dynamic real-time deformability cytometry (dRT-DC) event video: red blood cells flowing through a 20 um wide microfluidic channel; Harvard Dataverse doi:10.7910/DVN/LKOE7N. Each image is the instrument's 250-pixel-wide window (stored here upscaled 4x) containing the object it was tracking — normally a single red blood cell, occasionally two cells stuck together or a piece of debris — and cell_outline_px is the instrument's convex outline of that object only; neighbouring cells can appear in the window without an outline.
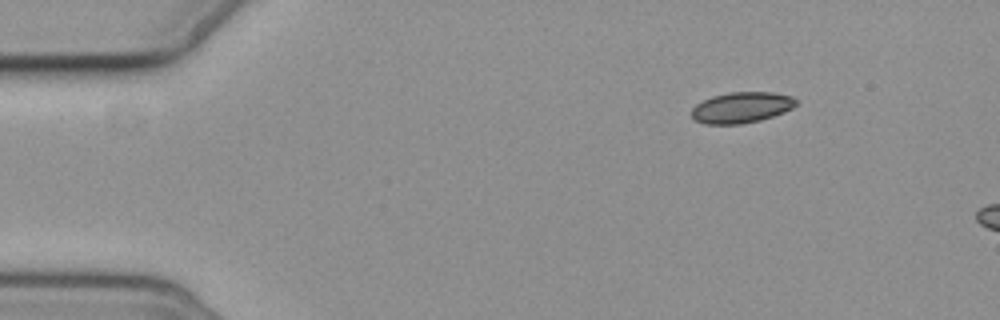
{"species": "common noctule bat (a hibernating species)", "species_latin": "Nyctalus noctula", "temperature_condition": "cold", "stored_images_in_passage": 3, "camera_frame_rate_fps": 3000, "um_per_image_px": 0.085, "animal": {"sex": "female", "body_mass_g": 19.3, "forearm_length_mm": 54.1}, "frame": {"image": 1, "passage_image": 1, "time_ms": 0.0, "image_size_px": [1000, 320], "cell_outline_px": [[800, 100], [792, 108], [784, 112], [760, 120], [740, 124], [704, 124], [696, 120], [692, 116], [692, 108], [696, 104], [712, 96], [728, 92], [772, 92], [792, 96]], "centroid_in_image_um": [63.05, 9.13], "position_along_channel_um": 21.9, "area_um2": 18.84}}